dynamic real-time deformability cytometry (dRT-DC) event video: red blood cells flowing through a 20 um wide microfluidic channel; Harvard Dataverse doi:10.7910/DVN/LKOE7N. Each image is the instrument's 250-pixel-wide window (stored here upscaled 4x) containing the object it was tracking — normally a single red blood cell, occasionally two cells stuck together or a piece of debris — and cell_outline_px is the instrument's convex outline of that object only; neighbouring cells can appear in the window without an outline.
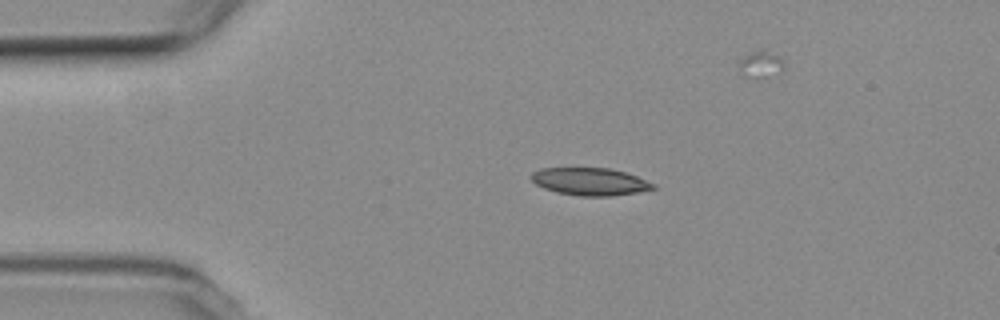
{"species": "common noctule bat (a hibernating species)", "species_latin": "Nyctalus noctula", "temperature_condition": "room temperature", "stored_images_in_passage": 10, "camera_frame_rate_fps": 3000, "um_per_image_px": 0.085, "animal": {"sex": "female", "body_mass_g": 19.3, "forearm_length_mm": 54.1}, "frame": {"image": 1, "passage_image": 1, "time_ms": 0.0, "image_size_px": [1000, 320], "cell_outline_px": [[656, 188], [636, 192], [612, 196], [580, 196], [556, 192], [544, 188], [536, 184], [528, 176], [532, 172], [540, 168], [608, 168], [624, 172], [636, 176], [656, 184]], "centroid_in_image_um": [50.12, 15.43], "position_along_channel_um": 34.9, "area_um2": 19.54}}
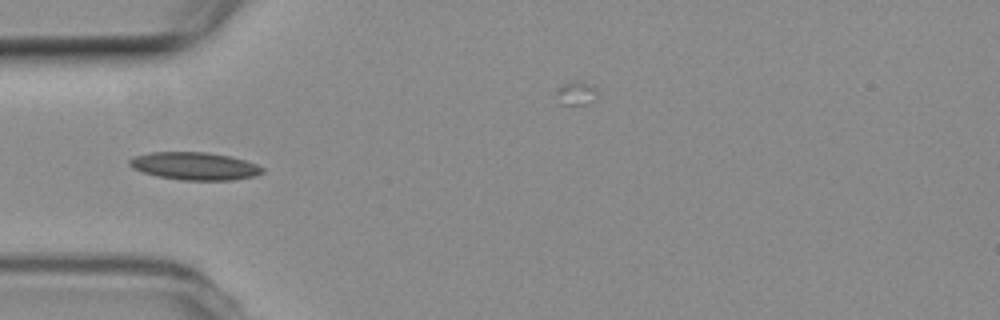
{"frame": {"image": 2, "passage_image": 7, "time_ms": 2.0, "image_size_px": [1000, 320], "cell_outline_px": [[264, 172], [256, 176], [232, 180], [180, 180], [156, 176], [132, 168], [128, 164], [128, 160], [132, 156], [152, 152], [204, 152], [228, 156], [244, 160], [256, 164], [264, 168]], "centroid_in_image_um": [16.52, 14.12], "position_along_channel_um": 68.5, "area_um2": 21.5}}